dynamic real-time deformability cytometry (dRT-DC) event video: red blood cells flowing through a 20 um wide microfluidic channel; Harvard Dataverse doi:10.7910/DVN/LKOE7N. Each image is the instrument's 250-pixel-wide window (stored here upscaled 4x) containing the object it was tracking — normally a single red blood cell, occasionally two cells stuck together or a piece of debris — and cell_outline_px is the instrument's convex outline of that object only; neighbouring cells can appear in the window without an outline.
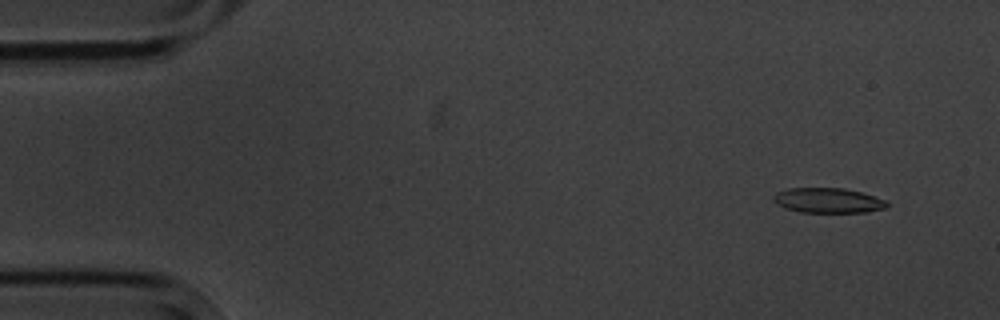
{"species": "common noctule bat (a hibernating species)", "species_latin": "Nyctalus noctula", "temperature_condition": "cold", "stored_images_in_passage": 6, "segment_of_instrument_passage": [1, 2], "camera_frame_rate_fps": 3000, "um_per_image_px": 0.085, "animal": {"sex": "male", "body_mass_g": 20.1, "forearm_length_mm": 53.5}, "frame": {"image": 1, "passage_image": 2, "time_ms": 1.333, "image_size_px": [1000, 320], "cell_outline_px": [[888, 204], [884, 208], [868, 212], [800, 212], [784, 208], [776, 204], [772, 200], [772, 196], [776, 192], [788, 188], [844, 188], [860, 192], [884, 200]], "centroid_in_image_um": [70.3, 17.04], "position_along_channel_um": 14.7, "area_um2": 16.47}}
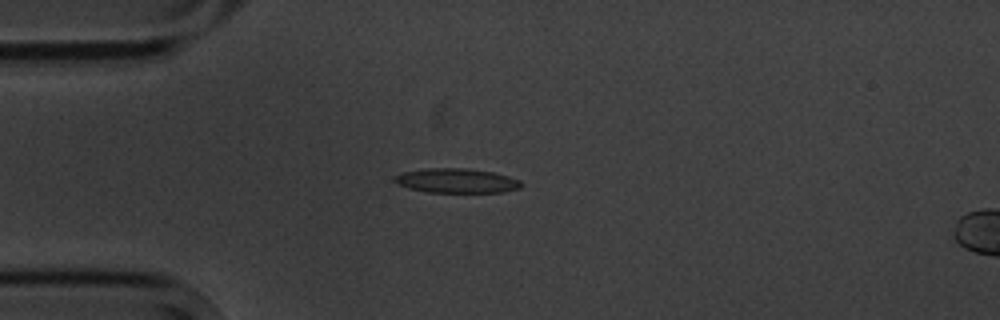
{"frame": {"image": 2, "passage_image": 5, "time_ms": 4.667, "image_size_px": [1000, 320], "cell_outline_px": [[524, 184], [520, 188], [504, 192], [424, 192], [408, 188], [396, 184], [392, 180], [396, 176], [404, 172], [428, 168], [464, 168], [492, 172], [508, 176], [520, 180]], "centroid_in_image_um": [38.81, 15.37], "position_along_channel_um": 46.2, "area_um2": 18.09}}